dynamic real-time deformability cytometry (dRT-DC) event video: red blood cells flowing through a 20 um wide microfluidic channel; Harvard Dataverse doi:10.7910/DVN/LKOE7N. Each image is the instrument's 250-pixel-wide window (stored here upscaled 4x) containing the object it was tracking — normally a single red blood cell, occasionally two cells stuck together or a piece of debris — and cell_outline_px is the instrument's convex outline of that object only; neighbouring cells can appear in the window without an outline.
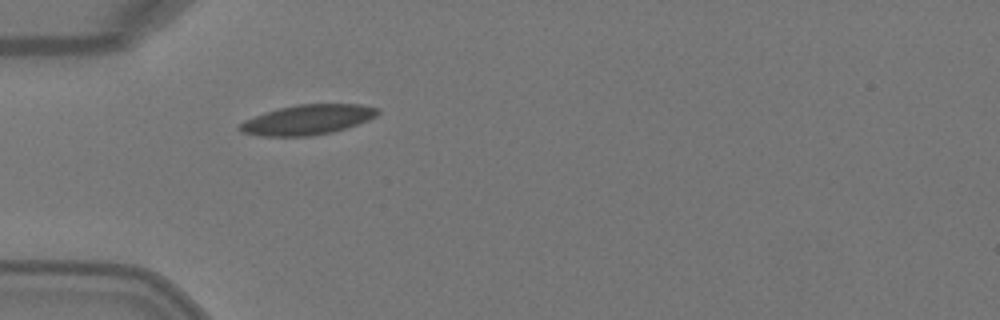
{"species": "Egyptian fruit bat (a non-hibernating species)", "species_latin": "Rousettus aegyptiacus", "temperature_condition": "warm", "stored_images_in_passage": 4, "camera_frame_rate_fps": 3000, "um_per_image_px": 0.085, "animal": {"sex": "female"}, "frame": {"image": 1, "passage_image": 4, "time_ms": 1.0, "image_size_px": [1000, 320], "cell_outline_px": [[380, 112], [376, 116], [368, 120], [332, 132], [308, 136], [260, 136], [240, 132], [236, 128], [244, 120], [264, 112], [296, 104], [360, 104], [380, 108]], "centroid_in_image_um": [26.11, 10.17], "position_along_channel_um": 58.9, "area_um2": 24.1}}